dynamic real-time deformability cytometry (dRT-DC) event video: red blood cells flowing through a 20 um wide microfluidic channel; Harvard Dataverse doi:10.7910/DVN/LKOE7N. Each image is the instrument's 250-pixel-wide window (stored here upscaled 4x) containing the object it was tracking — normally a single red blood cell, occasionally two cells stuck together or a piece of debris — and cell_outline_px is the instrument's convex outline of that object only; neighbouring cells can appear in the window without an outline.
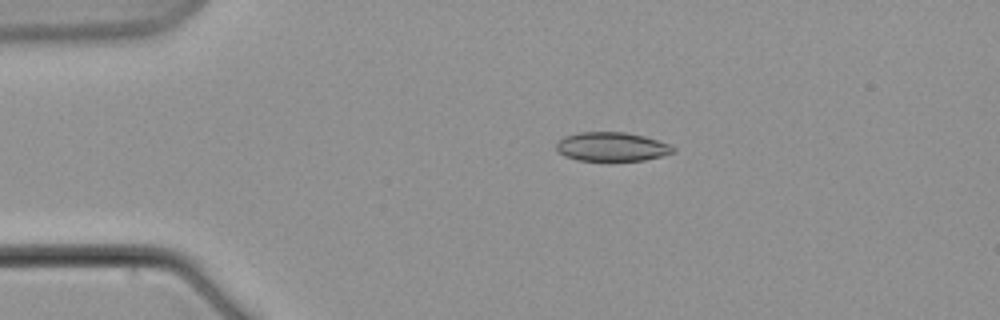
{"species": "common noctule bat (a hibernating species)", "species_latin": "Nyctalus noctula", "temperature_condition": "warm", "stored_images_in_passage": 5, "camera_frame_rate_fps": 3000, "um_per_image_px": 0.085, "animal": {"sex": "male", "body_mass_g": 21.5, "forearm_length_mm": 52.0}, "frame": {"image": 1, "passage_image": 4, "time_ms": 3.333, "image_size_px": [1000, 320], "cell_outline_px": [[676, 152], [644, 160], [576, 160], [564, 156], [556, 148], [556, 144], [564, 136], [580, 132], [624, 132], [644, 136], [668, 144], [676, 148]], "centroid_in_image_um": [51.99, 12.47], "position_along_channel_um": 33.0, "area_um2": 19.54}}